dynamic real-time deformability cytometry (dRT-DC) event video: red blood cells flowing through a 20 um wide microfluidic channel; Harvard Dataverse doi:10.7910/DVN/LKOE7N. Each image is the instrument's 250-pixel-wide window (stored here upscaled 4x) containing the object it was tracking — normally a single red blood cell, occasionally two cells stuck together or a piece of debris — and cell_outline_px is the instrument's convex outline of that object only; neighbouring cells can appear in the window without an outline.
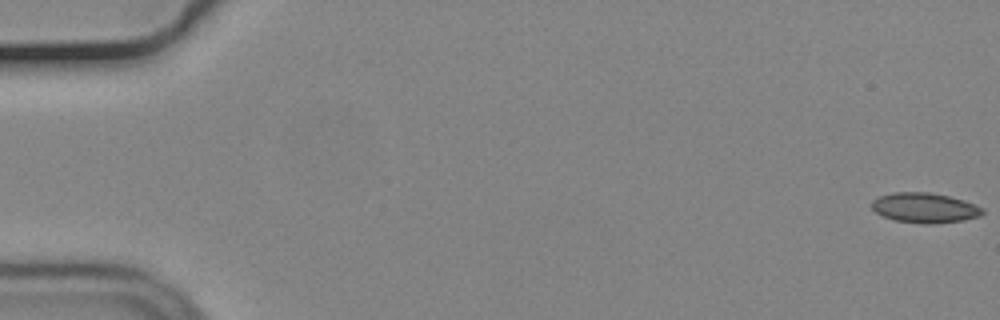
{"species": "common noctule bat (a hibernating species)", "species_latin": "Nyctalus noctula", "temperature_condition": "cold", "stored_images_in_passage": 57, "camera_frame_rate_fps": 3000, "um_per_image_px": 0.085, "animal": {"sex": "male", "body_mass_g": 19.2, "forearm_length_mm": 51.8}, "frame": {"image": 1, "passage_image": 1, "time_ms": 0.0, "image_size_px": [1000, 320], "cell_outline_px": [[984, 212], [980, 216], [964, 220], [932, 224], [924, 224], [896, 220], [884, 216], [876, 212], [872, 208], [872, 200], [880, 196], [892, 192], [928, 192], [948, 196], [964, 200], [984, 208]], "centroid_in_image_um": [78.62, 17.66], "position_along_channel_um": 6.4, "area_um2": 19.31}}
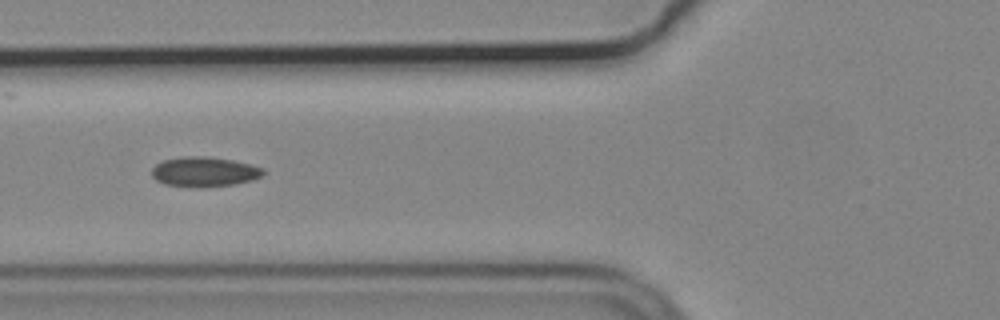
{"frame": {"image": 2, "passage_image": 22, "time_ms": 7.0, "image_size_px": [1000, 320], "cell_outline_px": [[264, 172], [260, 176], [252, 180], [236, 184], [200, 188], [164, 184], [156, 180], [152, 176], [152, 168], [156, 164], [164, 160], [180, 156], [204, 156], [232, 160], [264, 168]], "centroid_in_image_um": [17.34, 14.61], "position_along_channel_um": 108.5, "area_um2": 19.42}}
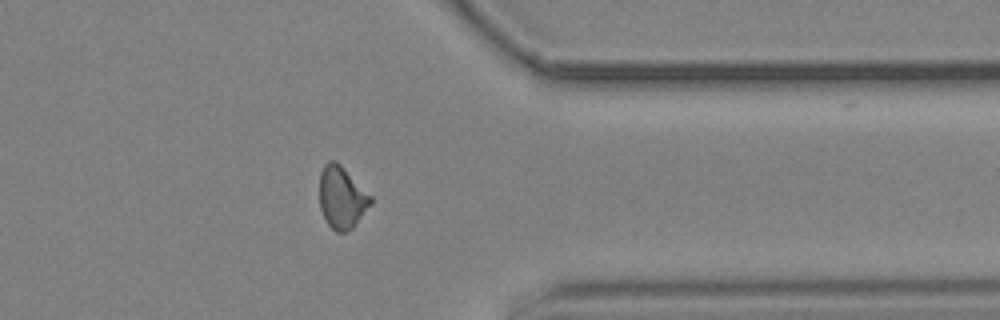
{"frame": {"image": 3, "passage_image": 45, "time_ms": 14.667, "image_size_px": [1000, 320], "cell_outline_px": [[372, 204], [352, 228], [344, 232], [336, 232], [328, 224], [320, 208], [320, 172], [324, 164], [328, 160], [336, 160], [372, 196]], "centroid_in_image_um": [29.05, 16.77], "position_along_channel_um": 382.3, "area_um2": 18.5}}